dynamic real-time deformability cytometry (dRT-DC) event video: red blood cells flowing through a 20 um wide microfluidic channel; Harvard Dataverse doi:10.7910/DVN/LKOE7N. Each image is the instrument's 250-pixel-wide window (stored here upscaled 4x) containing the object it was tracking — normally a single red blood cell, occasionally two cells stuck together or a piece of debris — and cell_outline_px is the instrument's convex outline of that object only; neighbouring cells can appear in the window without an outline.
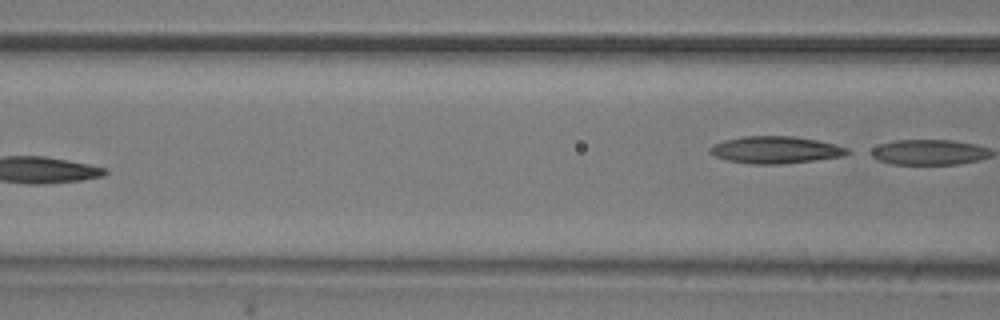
{"species": "common noctule bat (a hibernating species)", "species_latin": "Nyctalus noctula", "temperature_condition": "room temperature", "stored_images_in_passage": 3, "camera_frame_rate_fps": 3000, "um_per_image_px": 0.085, "animal": {"sex": "male", "body_mass_g": 20.5, "forearm_length_mm": 52.5}, "frame": {"image": 1, "passage_image": 3, "time_ms": 2.667, "image_size_px": [1000, 320], "cell_outline_px": [[852, 152], [844, 156], [816, 160], [776, 164], [752, 164], [728, 160], [716, 156], [708, 152], [708, 148], [712, 144], [724, 140], [744, 136], [792, 136], [816, 140], [848, 148]], "centroid_in_image_um": [65.9, 12.73], "position_along_channel_um": 100.7, "area_um2": 21.62}}